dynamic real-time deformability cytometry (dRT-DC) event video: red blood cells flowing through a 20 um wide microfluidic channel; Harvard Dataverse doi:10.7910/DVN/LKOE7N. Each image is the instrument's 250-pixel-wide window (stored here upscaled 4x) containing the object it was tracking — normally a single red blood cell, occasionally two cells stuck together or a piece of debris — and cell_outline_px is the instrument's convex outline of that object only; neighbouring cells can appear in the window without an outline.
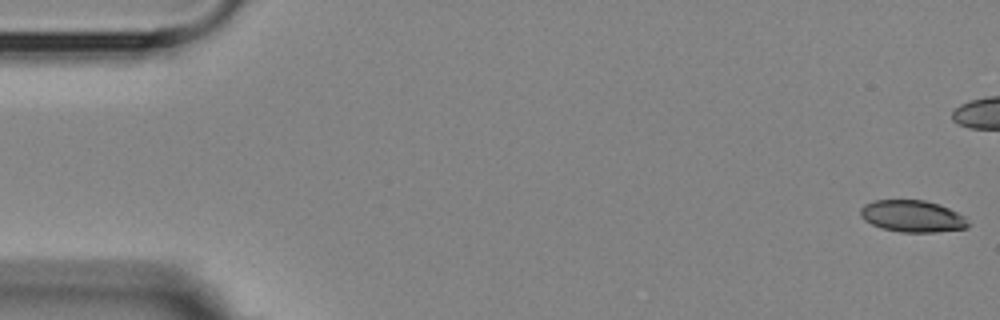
{"species": "Egyptian fruit bat (a non-hibernating species)", "species_latin": "Rousettus aegyptiacus", "temperature_condition": "room temperature", "stored_images_in_passage": 7, "camera_frame_rate_fps": 3000, "um_per_image_px": 0.085, "animal": {"sex": "female"}, "frame": {"image": 1, "passage_image": 1, "time_ms": 0.0, "image_size_px": [1000, 320], "cell_outline_px": [[968, 228], [936, 232], [900, 232], [880, 228], [864, 220], [860, 216], [860, 208], [864, 204], [876, 200], [924, 200], [940, 204], [964, 216], [968, 224]], "centroid_in_image_um": [77.52, 18.38], "position_along_channel_um": 7.5, "area_um2": 20.0}}